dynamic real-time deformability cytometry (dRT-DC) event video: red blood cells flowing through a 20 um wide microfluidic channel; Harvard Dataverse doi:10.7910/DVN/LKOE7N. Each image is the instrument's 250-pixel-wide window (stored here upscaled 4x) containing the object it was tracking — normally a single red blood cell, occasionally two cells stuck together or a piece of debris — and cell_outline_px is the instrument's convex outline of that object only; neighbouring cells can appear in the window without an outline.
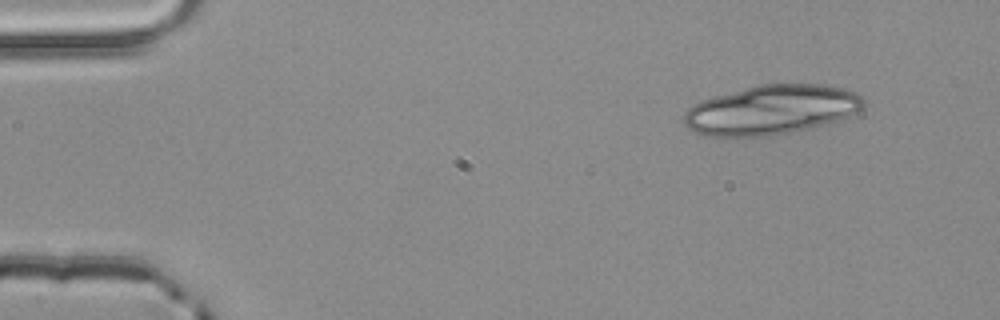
{"species": "common noctule bat (a hibernating species)", "species_latin": "Nyctalus noctula", "temperature_condition": "room temperature", "stored_images_in_passage": 4, "segment_of_instrument_passage": [2, 2], "camera_frame_rate_fps": 3000, "um_per_image_px": 0.085, "animal": {"sex": "male", "body_mass_g": 20.4}, "frame": {"image": 1, "passage_image": 4, "time_ms": 1.0, "image_size_px": [1000, 320], "cell_outline_px": [[864, 104], [856, 112], [840, 120], [792, 132], [772, 136], [712, 136], [696, 132], [688, 128], [684, 124], [684, 112], [688, 108], [700, 100], [760, 84], [820, 84], [844, 88], [856, 92], [864, 96]], "centroid_in_image_um": [65.58, 9.33], "position_along_channel_um": 19.4, "area_um2": 51.67}}